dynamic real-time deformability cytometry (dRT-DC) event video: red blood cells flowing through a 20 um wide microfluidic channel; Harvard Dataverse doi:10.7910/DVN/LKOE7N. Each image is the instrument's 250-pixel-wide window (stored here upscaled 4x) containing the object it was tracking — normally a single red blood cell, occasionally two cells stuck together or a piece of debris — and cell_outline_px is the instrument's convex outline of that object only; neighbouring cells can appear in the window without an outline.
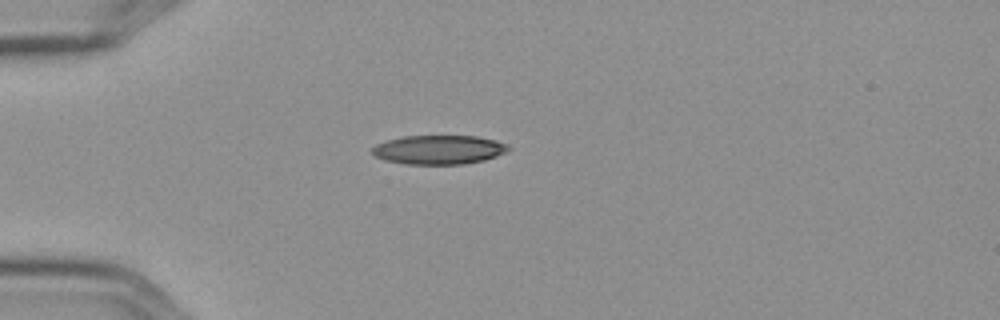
{"species": "Egyptian fruit bat (a non-hibernating species)", "species_latin": "Rousettus aegyptiacus", "temperature_condition": "cold", "stored_images_in_passage": 2, "camera_frame_rate_fps": 3000, "um_per_image_px": 0.085, "frame": {"image": 1, "passage_image": 1, "time_ms": 0.0, "image_size_px": [1000, 320], "cell_outline_px": [[512, 148], [496, 156], [484, 160], [464, 164], [404, 164], [384, 160], [376, 156], [372, 152], [372, 148], [376, 144], [388, 140], [404, 136], [476, 136], [496, 140], [508, 144]], "centroid_in_image_um": [37.32, 12.72], "position_along_channel_um": 47.7, "area_um2": 23.06}}